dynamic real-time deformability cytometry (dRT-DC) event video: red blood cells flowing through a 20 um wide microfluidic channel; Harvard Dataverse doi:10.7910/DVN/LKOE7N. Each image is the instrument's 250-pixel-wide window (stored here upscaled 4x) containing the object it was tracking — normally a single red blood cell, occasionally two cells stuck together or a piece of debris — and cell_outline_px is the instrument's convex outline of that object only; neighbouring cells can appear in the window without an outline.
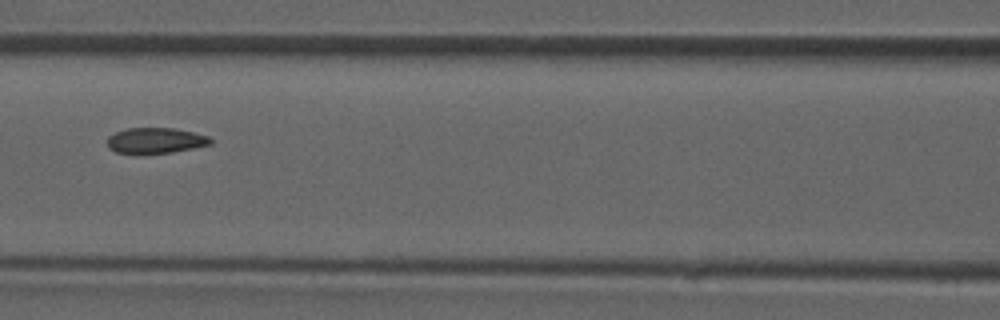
{"species": "common noctule bat (a hibernating species)", "species_latin": "Nyctalus noctula", "temperature_condition": "room temperature", "stored_images_in_passage": 47, "camera_frame_rate_fps": 3000, "um_per_image_px": 0.085, "animal": {"sex": "male", "forearm_length_mm": 52.5}, "frame": {"image": 1, "passage_image": 21, "time_ms": 6.667, "image_size_px": [1000, 320], "cell_outline_px": [[212, 144], [172, 152], [140, 156], [136, 156], [116, 152], [108, 148], [108, 136], [116, 132], [128, 128], [176, 128], [208, 136], [212, 140]], "centroid_in_image_um": [13.17, 11.98], "position_along_channel_um": 153.4, "area_um2": 15.9}}